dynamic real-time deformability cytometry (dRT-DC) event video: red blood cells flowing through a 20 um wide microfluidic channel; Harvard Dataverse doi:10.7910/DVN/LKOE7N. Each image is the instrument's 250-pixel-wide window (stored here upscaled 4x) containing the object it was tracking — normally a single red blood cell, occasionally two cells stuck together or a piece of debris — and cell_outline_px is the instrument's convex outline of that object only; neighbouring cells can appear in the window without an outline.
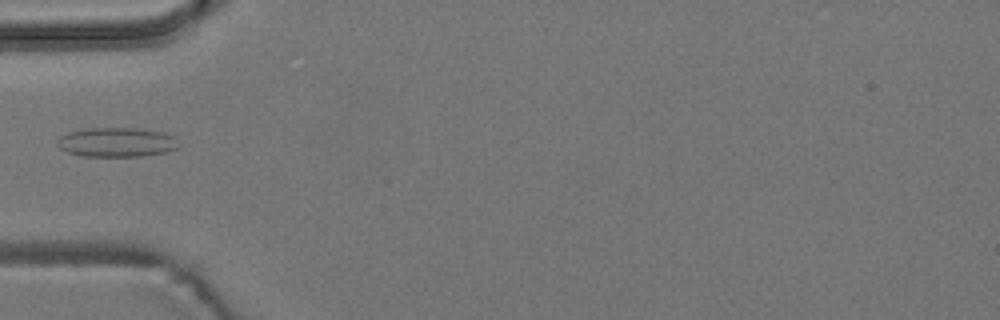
{"species": "common noctule bat (a hibernating species)", "species_latin": "Nyctalus noctula", "temperature_condition": "room temperature", "stored_images_in_passage": 6, "camera_frame_rate_fps": 3000, "um_per_image_px": 0.085, "animal": {"sex": "male", "body_mass_g": 19.2, "forearm_length_mm": 51.8}, "frame": {"image": 1, "passage_image": 5, "time_ms": 1.333, "image_size_px": [1000, 320], "cell_outline_px": [[176, 148], [164, 152], [144, 156], [80, 156], [68, 152], [60, 148], [56, 144], [56, 140], [60, 136], [68, 132], [88, 128], [132, 128], [164, 132], [176, 136]], "centroid_in_image_um": [9.87, 12.08], "position_along_channel_um": 75.1, "area_um2": 20.75}}